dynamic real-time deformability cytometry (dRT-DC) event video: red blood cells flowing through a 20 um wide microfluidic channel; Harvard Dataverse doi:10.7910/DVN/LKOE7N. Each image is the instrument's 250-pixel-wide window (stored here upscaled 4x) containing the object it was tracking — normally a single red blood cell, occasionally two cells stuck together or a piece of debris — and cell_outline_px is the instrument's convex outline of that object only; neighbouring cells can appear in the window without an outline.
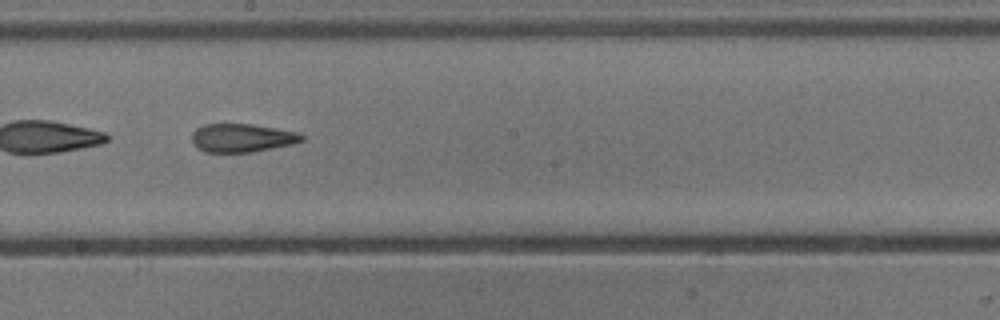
{"species": "common noctule bat (a hibernating species)", "species_latin": "Nyctalus noctula", "temperature_condition": "cold", "stored_images_in_passage": 39, "camera_frame_rate_fps": 3000, "um_per_image_px": 0.085, "animal": {"sex": "male", "body_mass_g": 13.3}, "frame": {"image": 1, "passage_image": 17, "time_ms": 5.333, "image_size_px": [1000, 320], "cell_outline_px": [[304, 140], [292, 144], [252, 152], [204, 152], [196, 148], [192, 140], [192, 132], [196, 128], [204, 124], [252, 124], [300, 132], [304, 136]], "centroid_in_image_um": [20.56, 11.72], "position_along_channel_um": 227.6, "area_um2": 18.32}, "authors_computed_cell_mechanics": {"area_um2": 19.4786, "velocity_mm_per_s": 3.9222, "shape_relaxation_time_tau1_ms": null, "shape_relaxation_time_tau2_ms": 2.624, "deformation_change_tau1": null, "deformation_change_tau2": 0.1217}}